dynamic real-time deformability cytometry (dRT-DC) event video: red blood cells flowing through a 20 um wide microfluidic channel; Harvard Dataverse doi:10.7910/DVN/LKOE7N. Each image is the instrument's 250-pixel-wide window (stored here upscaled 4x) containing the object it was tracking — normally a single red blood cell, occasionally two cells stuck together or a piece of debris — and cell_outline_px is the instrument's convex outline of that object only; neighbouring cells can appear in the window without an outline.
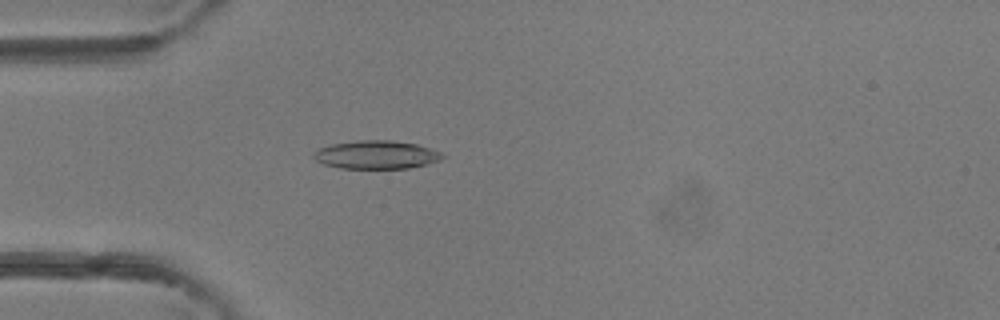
{"species": "common noctule bat (a hibernating species)", "species_latin": "Nyctalus noctula", "temperature_condition": "room temperature", "stored_images_in_passage": 39, "camera_frame_rate_fps": 3000, "um_per_image_px": 0.085, "animal": {"sex": "female"}, "frame": {"image": 1, "passage_image": 6, "time_ms": 1.667, "image_size_px": [1000, 320], "cell_outline_px": [[444, 156], [440, 160], [428, 164], [408, 168], [340, 168], [324, 164], [316, 160], [312, 156], [320, 148], [332, 144], [356, 140], [392, 140], [416, 144], [444, 152]], "centroid_in_image_um": [32.03, 13.15], "position_along_channel_um": 53.0, "area_um2": 21.21}}
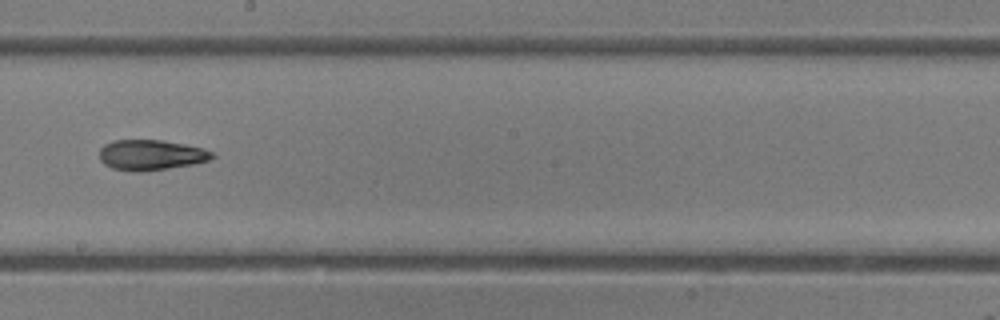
{"frame": {"image": 2, "passage_image": 19, "time_ms": 6.0, "image_size_px": [1000, 320], "cell_outline_px": [[216, 156], [208, 160], [192, 164], [144, 172], [132, 172], [112, 168], [104, 164], [100, 160], [100, 148], [104, 144], [112, 140], [160, 140], [184, 144], [204, 148], [216, 152]], "centroid_in_image_um": [12.84, 13.17], "position_along_channel_um": 235.4, "area_um2": 20.17}}
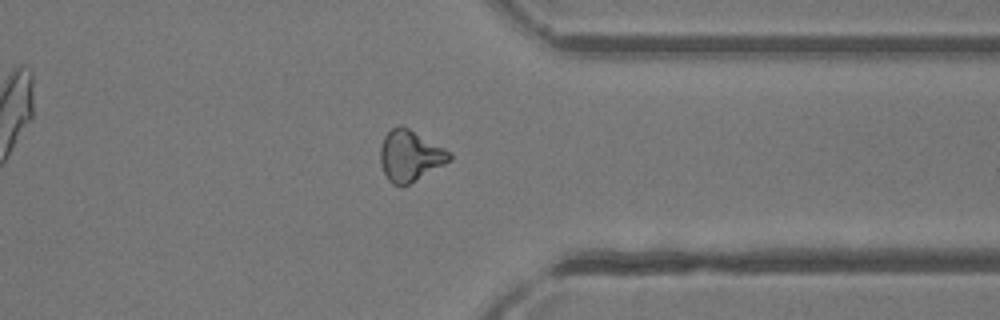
{"frame": {"image": 3, "passage_image": 29, "time_ms": 9.333, "image_size_px": [1000, 320], "cell_outline_px": [[452, 160], [408, 184], [400, 188], [392, 184], [388, 180], [380, 164], [380, 148], [384, 136], [392, 128], [400, 124], [408, 128], [452, 152]], "centroid_in_image_um": [34.84, 13.25], "position_along_channel_um": 376.6, "area_um2": 20.58}, "authors_computed_cell_mechanics": {"area_um2": 20.1722, "velocity_mm_per_s": 4.3927, "shape_relaxation_time_tau1_ms": null, "shape_relaxation_time_tau2_ms": 1.9736, "deformation_change_tau1": null, "deformation_change_tau2": 0.0892}}